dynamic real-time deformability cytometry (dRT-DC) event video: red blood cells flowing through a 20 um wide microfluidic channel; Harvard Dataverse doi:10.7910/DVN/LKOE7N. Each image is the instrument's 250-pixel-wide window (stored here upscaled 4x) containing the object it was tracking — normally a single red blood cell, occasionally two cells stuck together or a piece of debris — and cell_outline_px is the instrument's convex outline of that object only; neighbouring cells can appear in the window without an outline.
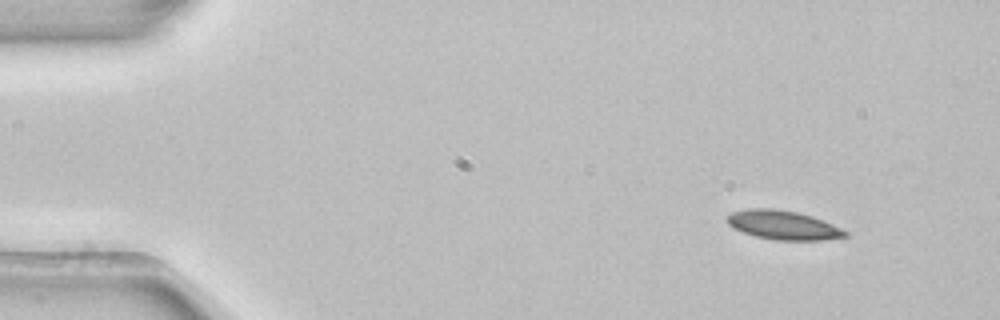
{"species": "common noctule bat (a hibernating species)", "species_latin": "Nyctalus noctula", "temperature_condition": "room temperature", "stored_images_in_passage": 4, "camera_frame_rate_fps": 3000, "um_per_image_px": 0.085, "animal": {"sex": "female", "body_mass_g": 22.7, "forearm_length_mm": 54.2}, "frame": {"image": 1, "passage_image": 1, "time_ms": 0.0, "image_size_px": [1000, 320], "cell_outline_px": [[848, 236], [820, 240], [776, 240], [756, 236], [732, 228], [724, 220], [724, 216], [732, 212], [748, 208], [772, 208], [796, 212], [812, 216], [832, 224], [848, 232]], "centroid_in_image_um": [66.5, 19.12], "position_along_channel_um": 18.5, "area_um2": 20.0}}
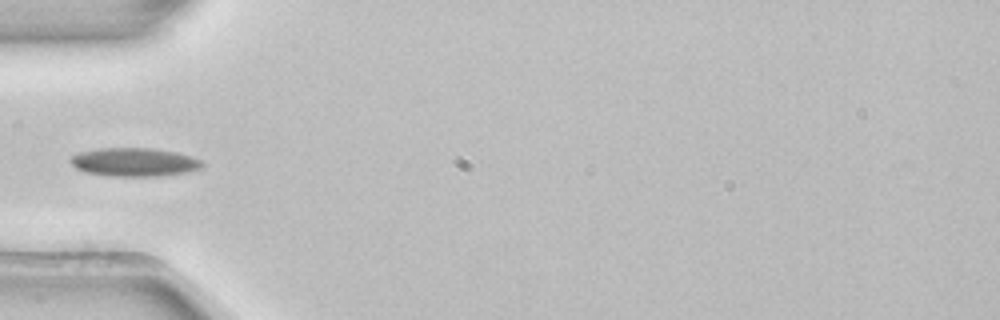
{"frame": {"image": 2, "passage_image": 4, "time_ms": 1.0, "image_size_px": [1000, 320], "cell_outline_px": [[204, 164], [200, 168], [188, 172], [160, 176], [108, 176], [84, 172], [76, 168], [68, 160], [72, 156], [80, 152], [100, 148], [152, 148], [176, 152], [192, 156], [200, 160]], "centroid_in_image_um": [11.41, 13.78], "position_along_channel_um": 73.6, "area_um2": 21.96}}